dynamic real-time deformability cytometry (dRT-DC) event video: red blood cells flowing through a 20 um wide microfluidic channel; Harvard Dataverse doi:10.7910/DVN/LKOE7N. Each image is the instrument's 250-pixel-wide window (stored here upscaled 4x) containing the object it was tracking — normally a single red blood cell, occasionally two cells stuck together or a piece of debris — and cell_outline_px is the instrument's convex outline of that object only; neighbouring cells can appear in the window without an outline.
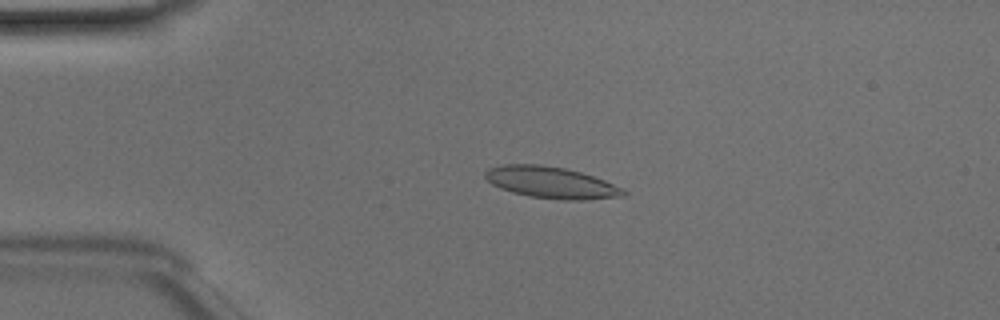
{"species": "Egyptian fruit bat (a non-hibernating species)", "species_latin": "Rousettus aegyptiacus", "temperature_condition": "room temperature", "stored_images_in_passage": 49, "camera_frame_rate_fps": 3000, "um_per_image_px": 0.085, "animal": {"sex": "male"}, "frame": {"image": 1, "passage_image": 11, "time_ms": 3.333, "image_size_px": [1000, 320], "cell_outline_px": [[628, 192], [624, 196], [584, 200], [560, 200], [528, 196], [512, 192], [500, 188], [492, 184], [484, 176], [484, 172], [488, 168], [500, 164], [540, 164], [564, 168], [580, 172], [604, 180], [624, 188]], "centroid_in_image_um": [46.84, 15.51], "position_along_channel_um": 38.2, "area_um2": 25.61}}
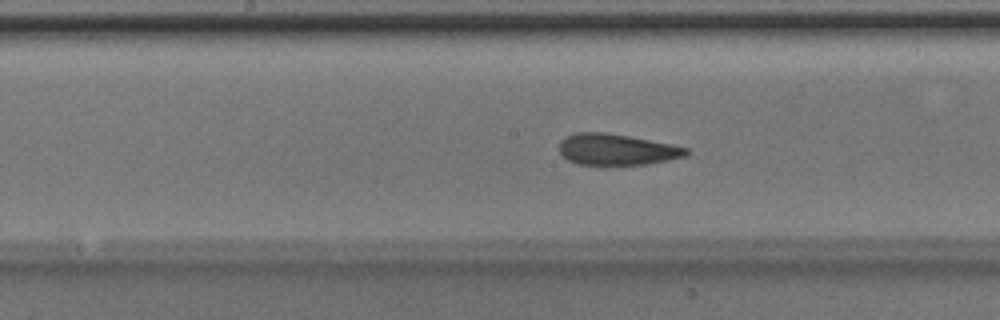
{"frame": {"image": 2, "passage_image": 25, "time_ms": 8.0, "image_size_px": [1000, 320], "cell_outline_px": [[688, 152], [684, 156], [668, 160], [648, 164], [576, 164], [568, 160], [560, 152], [560, 140], [564, 136], [576, 132], [608, 132], [672, 144], [688, 148]], "centroid_in_image_um": [52.39, 12.69], "position_along_channel_um": 195.8, "area_um2": 23.0}}
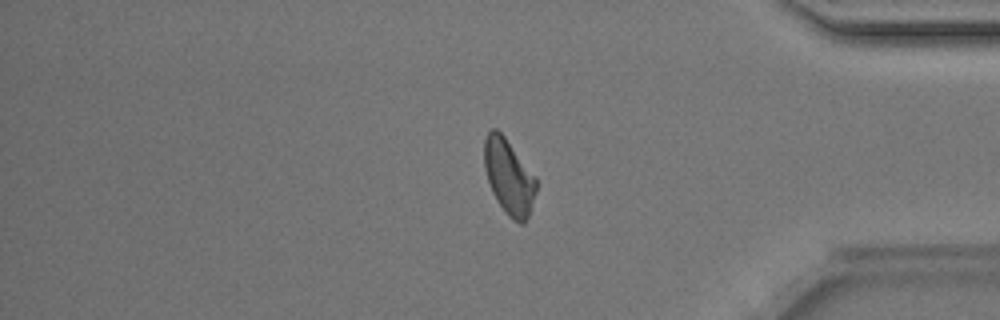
{"frame": {"image": 3, "passage_image": 41, "time_ms": 13.333, "image_size_px": [1000, 320], "cell_outline_px": [[536, 192], [528, 216], [524, 224], [520, 224], [512, 220], [508, 216], [496, 200], [492, 192], [484, 168], [484, 140], [488, 132], [492, 128], [496, 128], [504, 136], [536, 176]], "centroid_in_image_um": [43.25, 15.04], "position_along_channel_um": 392.0, "area_um2": 22.77}, "authors_computed_cell_mechanics": {"area_um2": 23.8136, "velocity_mm_per_s": 4.0989, "shape_relaxation_time_tau1_ms": 3.002, "shape_relaxation_time_tau2_ms": 1.7813, "deformation_change_tau1": 0.1176, "deformation_change_tau2": 0.0943}}